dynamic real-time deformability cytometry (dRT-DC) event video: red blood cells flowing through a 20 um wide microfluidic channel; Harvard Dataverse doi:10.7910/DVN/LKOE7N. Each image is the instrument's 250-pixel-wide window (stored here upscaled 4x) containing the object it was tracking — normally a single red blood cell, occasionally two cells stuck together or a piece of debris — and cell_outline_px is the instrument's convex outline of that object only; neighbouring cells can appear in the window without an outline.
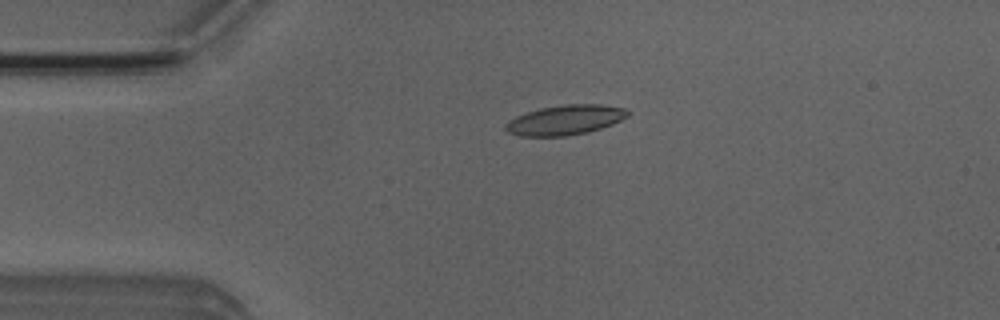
{"species": "Egyptian fruit bat (a non-hibernating species)", "species_latin": "Rousettus aegyptiacus", "temperature_condition": "room temperature", "stored_images_in_passage": 4, "camera_frame_rate_fps": 3000, "um_per_image_px": 0.085, "animal": {"sex": "male"}, "frame": {"image": 1, "passage_image": 3, "time_ms": 2.333, "image_size_px": [1000, 320], "cell_outline_px": [[632, 112], [628, 116], [612, 124], [588, 132], [564, 136], [520, 136], [508, 132], [504, 128], [504, 124], [508, 120], [516, 116], [540, 108], [564, 104], [600, 104], [624, 108]], "centroid_in_image_um": [48.03, 10.19], "position_along_channel_um": 37.0, "area_um2": 21.27}}